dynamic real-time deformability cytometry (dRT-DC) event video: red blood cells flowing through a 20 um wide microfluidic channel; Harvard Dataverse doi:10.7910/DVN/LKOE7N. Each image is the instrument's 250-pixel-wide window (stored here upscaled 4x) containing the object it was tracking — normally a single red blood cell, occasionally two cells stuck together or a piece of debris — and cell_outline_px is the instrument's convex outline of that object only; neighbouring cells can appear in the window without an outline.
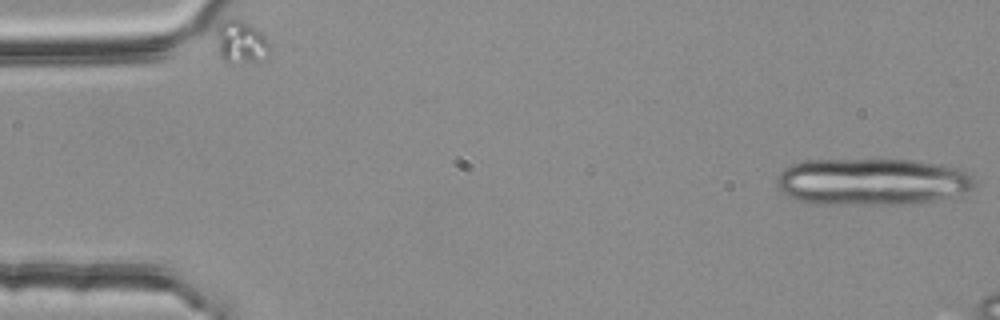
{"species": "common noctule bat (a hibernating species)", "species_latin": "Nyctalus noctula", "temperature_condition": "room temperature", "stored_images_in_passage": 9, "camera_frame_rate_fps": 3000, "um_per_image_px": 0.085, "animal": {"sex": "female", "body_mass_g": 25.1}, "frame": {"image": 1, "passage_image": 1, "time_ms": 0.0, "image_size_px": [1000, 320], "cell_outline_px": [[976, 180], [972, 188], [964, 192], [932, 200], [900, 204], [812, 204], [796, 200], [780, 192], [776, 184], [776, 176], [784, 168], [792, 164], [804, 160], [912, 160], [960, 168], [972, 176]], "centroid_in_image_um": [74.03, 15.44], "position_along_channel_um": 11.0, "area_um2": 54.1}}